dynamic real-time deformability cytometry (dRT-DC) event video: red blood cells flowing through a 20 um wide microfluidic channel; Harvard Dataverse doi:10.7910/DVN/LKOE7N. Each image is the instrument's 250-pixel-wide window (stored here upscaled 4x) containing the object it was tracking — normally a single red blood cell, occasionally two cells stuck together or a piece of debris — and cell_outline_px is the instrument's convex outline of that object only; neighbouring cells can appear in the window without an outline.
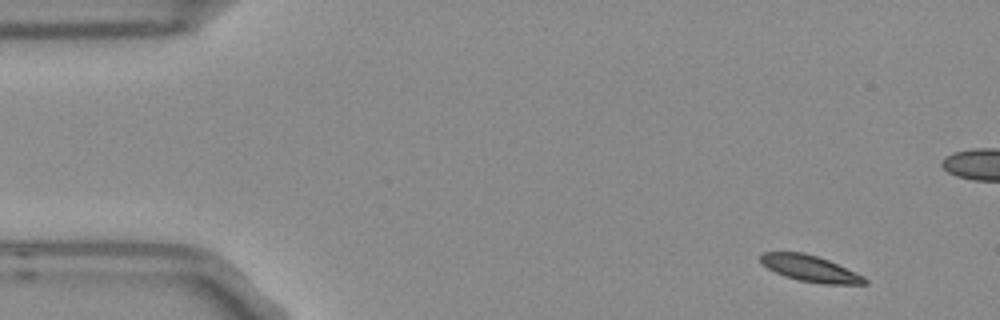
{"species": "Egyptian fruit bat (a non-hibernating species)", "species_latin": "Rousettus aegyptiacus", "temperature_condition": "room temperature", "stored_images_in_passage": 5, "camera_frame_rate_fps": 3000, "um_per_image_px": 0.085, "frame": {"image": 1, "passage_image": 1, "time_ms": 0.0, "image_size_px": [1000, 320], "cell_outline_px": [[868, 284], [824, 284], [800, 280], [784, 276], [768, 268], [760, 260], [760, 256], [764, 252], [804, 252], [828, 260], [856, 272], [864, 276], [868, 280]], "centroid_in_image_um": [68.9, 22.83], "position_along_channel_um": 16.1, "area_um2": 15.78}}